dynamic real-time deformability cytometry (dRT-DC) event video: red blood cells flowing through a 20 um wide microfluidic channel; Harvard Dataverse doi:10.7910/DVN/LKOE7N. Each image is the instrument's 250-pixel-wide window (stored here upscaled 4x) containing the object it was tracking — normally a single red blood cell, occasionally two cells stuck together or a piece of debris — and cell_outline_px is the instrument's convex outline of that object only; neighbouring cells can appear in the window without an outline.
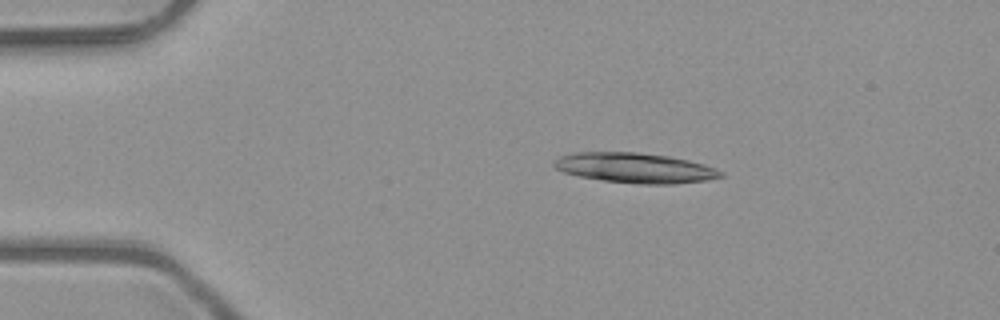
{"species": "common noctule bat (a hibernating species)", "species_latin": "Nyctalus noctula", "temperature_condition": "room temperature", "stored_images_in_passage": 4, "camera_frame_rate_fps": 3000, "um_per_image_px": 0.085, "animal": {"sex": "male", "body_mass_g": 23.1, "forearm_length_mm": 52.7}, "frame": {"image": 1, "passage_image": 1, "time_ms": 0.0, "image_size_px": [1000, 320], "cell_outline_px": [[724, 176], [708, 180], [672, 184], [640, 184], [604, 180], [580, 176], [564, 172], [556, 168], [552, 164], [552, 160], [560, 156], [576, 152], [640, 152], [668, 156], [688, 160], [704, 164], [716, 168], [724, 172]], "centroid_in_image_um": [54.0, 14.26], "position_along_channel_um": 31.0, "area_um2": 29.25}}